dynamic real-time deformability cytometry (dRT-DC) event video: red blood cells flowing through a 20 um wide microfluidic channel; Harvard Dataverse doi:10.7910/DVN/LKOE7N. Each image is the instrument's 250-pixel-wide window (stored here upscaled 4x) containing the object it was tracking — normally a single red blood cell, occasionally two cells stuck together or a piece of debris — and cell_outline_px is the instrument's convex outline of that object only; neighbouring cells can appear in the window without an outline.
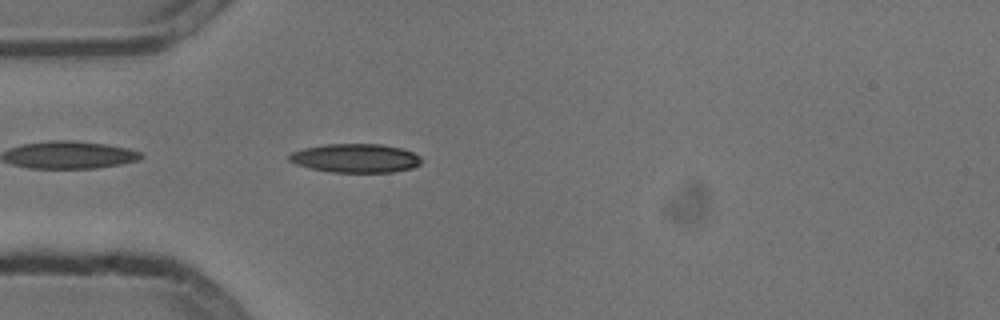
{"species": "common noctule bat (a hibernating species)", "species_latin": "Nyctalus noctula", "temperature_condition": "cold", "stored_images_in_passage": 2, "camera_frame_rate_fps": 3000, "um_per_image_px": 0.085, "animal": {"sex": "male", "body_mass_g": 13.3}, "frame": {"image": 1, "passage_image": 2, "time_ms": 0.333, "image_size_px": [1000, 320], "cell_outline_px": [[424, 160], [420, 164], [412, 168], [392, 172], [332, 172], [312, 168], [296, 164], [288, 160], [288, 156], [292, 152], [304, 148], [324, 144], [380, 144], [400, 148], [412, 152], [420, 156]], "centroid_in_image_um": [30.24, 13.44], "position_along_channel_um": 54.8, "area_um2": 22.14}}